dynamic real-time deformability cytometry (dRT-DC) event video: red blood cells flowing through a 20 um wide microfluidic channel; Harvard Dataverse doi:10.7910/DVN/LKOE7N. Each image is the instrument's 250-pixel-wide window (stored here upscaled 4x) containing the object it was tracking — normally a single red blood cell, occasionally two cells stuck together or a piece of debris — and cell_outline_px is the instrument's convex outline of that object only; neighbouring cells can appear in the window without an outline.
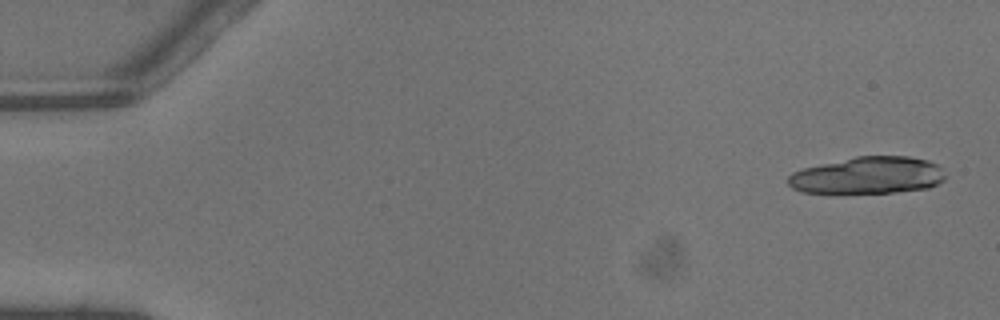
{"species": "common noctule bat (a hibernating species)", "species_latin": "Nyctalus noctula", "temperature_condition": "warm", "stored_images_in_passage": 8, "camera_frame_rate_fps": 3000, "um_per_image_px": 0.085, "animal": {"sex": "male", "body_mass_g": 13.3}, "frame": {"image": 1, "passage_image": 2, "time_ms": 0.333, "image_size_px": [1000, 320], "cell_outline_px": [[944, 180], [928, 188], [896, 192], [800, 192], [792, 188], [788, 184], [788, 176], [792, 172], [804, 168], [856, 156], [908, 156], [928, 160], [936, 164], [940, 168], [944, 176]], "centroid_in_image_um": [73.76, 14.9], "position_along_channel_um": 11.2, "area_um2": 33.52}}